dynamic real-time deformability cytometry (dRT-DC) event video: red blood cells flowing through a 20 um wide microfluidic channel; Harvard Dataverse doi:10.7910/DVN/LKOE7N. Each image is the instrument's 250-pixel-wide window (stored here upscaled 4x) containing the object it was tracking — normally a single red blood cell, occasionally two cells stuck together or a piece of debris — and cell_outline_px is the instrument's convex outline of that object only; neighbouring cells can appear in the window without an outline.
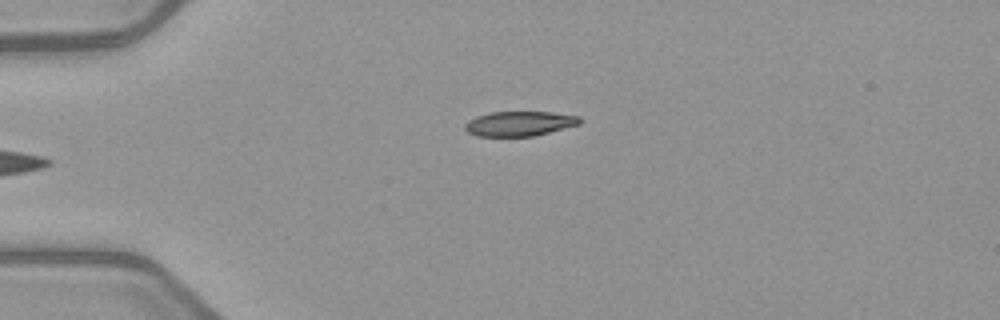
{"species": "common noctule bat (a hibernating species)", "species_latin": "Nyctalus noctula", "temperature_condition": "warm", "stored_images_in_passage": 3, "camera_frame_rate_fps": 3000, "um_per_image_px": 0.085, "animal": {"sex": "female", "body_mass_g": 21.9}, "frame": {"image": 1, "passage_image": 3, "time_ms": 2.333, "image_size_px": [1000, 320], "cell_outline_px": [[580, 124], [532, 136], [476, 136], [468, 132], [464, 128], [464, 124], [468, 120], [476, 116], [492, 112], [552, 112], [580, 116]], "centroid_in_image_um": [44.12, 10.5], "position_along_channel_um": 40.9, "area_um2": 16.47}}